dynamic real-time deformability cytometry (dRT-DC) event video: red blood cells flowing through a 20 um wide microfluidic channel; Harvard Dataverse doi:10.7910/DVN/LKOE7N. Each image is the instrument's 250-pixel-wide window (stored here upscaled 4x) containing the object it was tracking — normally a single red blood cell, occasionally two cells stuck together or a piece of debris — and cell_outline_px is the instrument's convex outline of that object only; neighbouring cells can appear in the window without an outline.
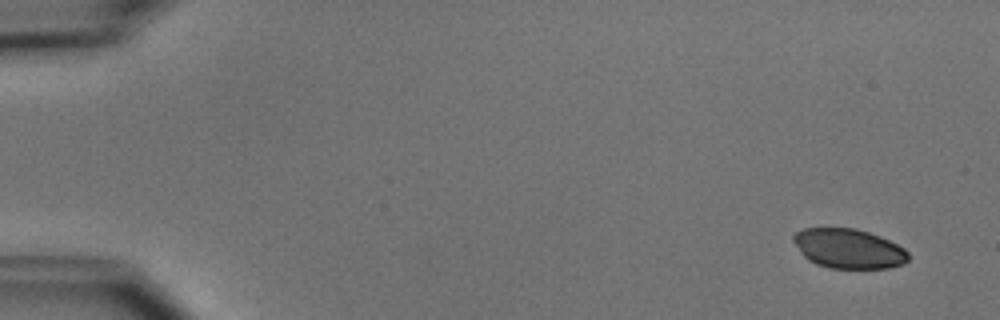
{"species": "common noctule bat (a hibernating species)", "species_latin": "Nyctalus noctula", "temperature_condition": "cold", "stored_images_in_passage": 6, "camera_frame_rate_fps": 3000, "um_per_image_px": 0.085, "animal": {"sex": "male", "body_mass_g": 15.6}, "frame": {"image": 1, "passage_image": 1, "time_ms": 0.0, "image_size_px": [1000, 320], "cell_outline_px": [[908, 260], [904, 264], [888, 268], [828, 268], [816, 264], [808, 260], [800, 252], [792, 240], [792, 236], [796, 232], [804, 228], [856, 228], [880, 236], [904, 248], [908, 252]], "centroid_in_image_um": [72.11, 21.13], "position_along_channel_um": 12.9, "area_um2": 26.59}}
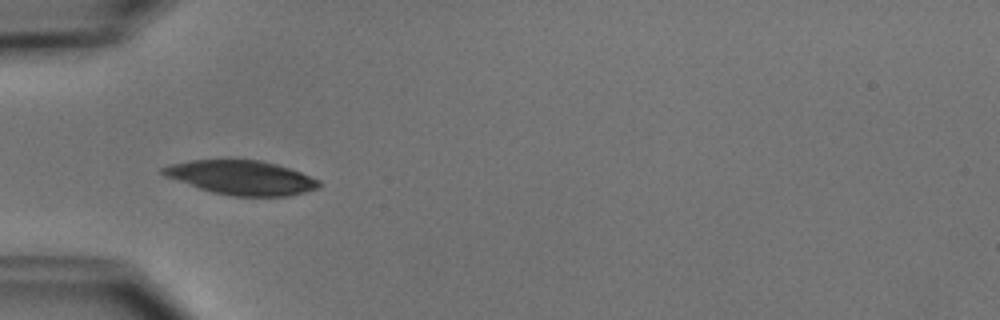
{"frame": {"image": 2, "passage_image": 4, "time_ms": 4.667, "image_size_px": [1000, 320], "cell_outline_px": [[320, 184], [316, 188], [304, 192], [288, 196], [232, 196], [212, 192], [164, 176], [160, 172], [160, 168], [172, 164], [192, 160], [260, 160], [276, 164], [300, 172], [320, 180]], "centroid_in_image_um": [20.5, 15.09], "position_along_channel_um": 64.5, "area_um2": 30.75}}